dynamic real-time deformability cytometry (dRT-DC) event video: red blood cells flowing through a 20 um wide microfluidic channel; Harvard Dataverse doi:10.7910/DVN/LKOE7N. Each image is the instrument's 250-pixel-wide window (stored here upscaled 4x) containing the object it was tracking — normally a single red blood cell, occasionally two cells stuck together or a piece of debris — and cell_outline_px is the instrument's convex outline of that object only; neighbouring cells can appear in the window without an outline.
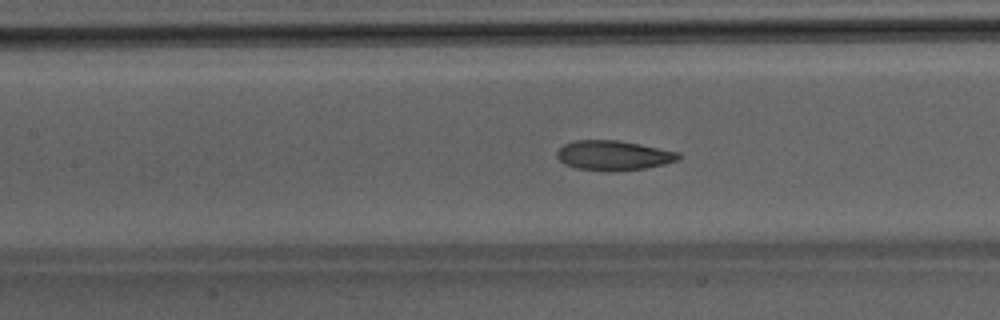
{"species": "Egyptian fruit bat (a non-hibernating species)", "species_latin": "Rousettus aegyptiacus", "temperature_condition": "room temperature", "stored_images_in_passage": 48, "camera_frame_rate_fps": 3000, "um_per_image_px": 0.085, "animal": {"sex": "male"}, "frame": {"image": 1, "passage_image": 22, "time_ms": 7.0, "image_size_px": [1000, 320], "cell_outline_px": [[680, 160], [664, 164], [644, 168], [576, 168], [564, 164], [556, 156], [556, 152], [564, 144], [576, 140], [616, 140], [640, 144], [680, 152]], "centroid_in_image_um": [52.16, 13.16], "position_along_channel_um": 155.2, "area_um2": 20.17}}
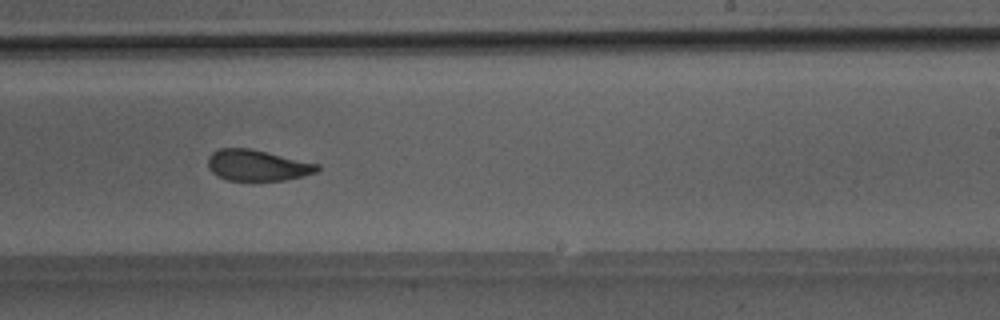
{"frame": {"image": 2, "passage_image": 30, "time_ms": 9.667, "image_size_px": [1000, 320], "cell_outline_px": [[320, 168], [316, 172], [304, 176], [284, 180], [228, 180], [212, 172], [208, 168], [208, 156], [212, 152], [220, 148], [252, 148], [320, 164]], "centroid_in_image_um": [21.89, 14.04], "position_along_channel_um": 267.1, "area_um2": 19.83}}
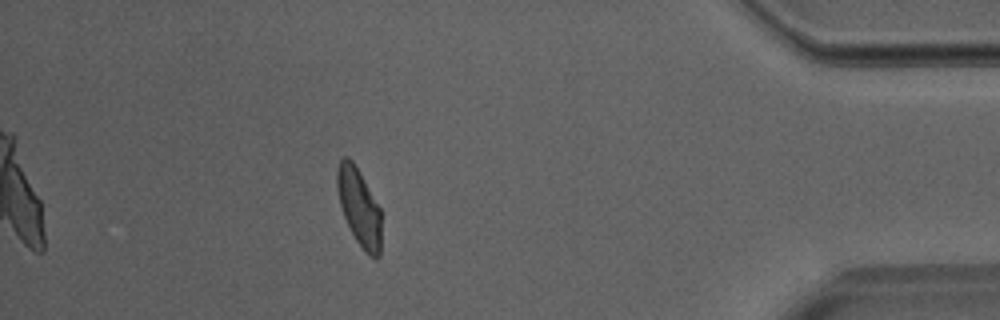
{"frame": {"image": 3, "passage_image": 43, "time_ms": 14.0, "image_size_px": [1000, 320], "cell_outline_px": [[380, 256], [376, 260], [368, 256], [364, 252], [356, 240], [344, 216], [340, 204], [336, 188], [336, 172], [340, 160], [344, 156], [348, 156], [352, 160], [364, 180], [380, 208]], "centroid_in_image_um": [30.51, 17.62], "position_along_channel_um": 404.7, "area_um2": 19.83}}